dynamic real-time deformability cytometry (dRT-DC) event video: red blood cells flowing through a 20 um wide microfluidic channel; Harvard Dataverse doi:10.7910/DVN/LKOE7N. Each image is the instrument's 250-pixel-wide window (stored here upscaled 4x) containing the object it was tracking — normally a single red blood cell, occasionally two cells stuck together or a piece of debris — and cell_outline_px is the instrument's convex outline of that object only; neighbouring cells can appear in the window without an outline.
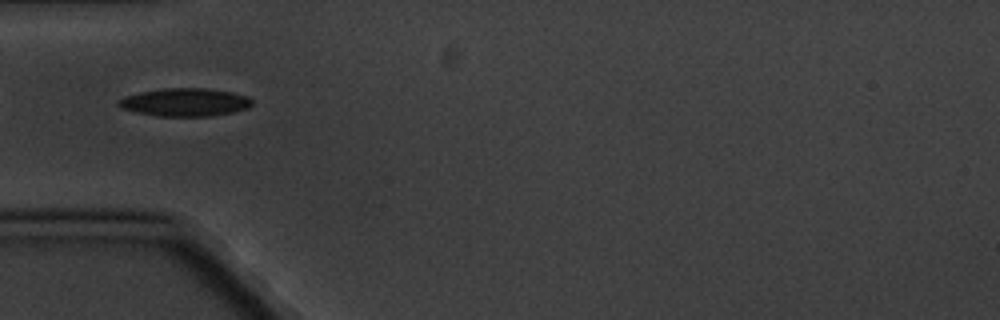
{"species": "common noctule bat (a hibernating species)", "species_latin": "Nyctalus noctula", "temperature_condition": "cold", "stored_images_in_passage": 7, "camera_frame_rate_fps": 3000, "um_per_image_px": 0.085, "animal": {"sex": "male", "body_mass_g": 20.1, "forearm_length_mm": 53.5}, "frame": {"image": 1, "passage_image": 4, "time_ms": 3.667, "image_size_px": [1000, 320], "cell_outline_px": [[252, 104], [248, 108], [232, 112], [212, 116], [156, 116], [136, 112], [120, 108], [116, 104], [116, 100], [124, 96], [140, 92], [164, 88], [204, 88], [232, 92], [248, 96], [252, 100]], "centroid_in_image_um": [15.69, 8.69], "position_along_channel_um": 69.3, "area_um2": 21.96}}